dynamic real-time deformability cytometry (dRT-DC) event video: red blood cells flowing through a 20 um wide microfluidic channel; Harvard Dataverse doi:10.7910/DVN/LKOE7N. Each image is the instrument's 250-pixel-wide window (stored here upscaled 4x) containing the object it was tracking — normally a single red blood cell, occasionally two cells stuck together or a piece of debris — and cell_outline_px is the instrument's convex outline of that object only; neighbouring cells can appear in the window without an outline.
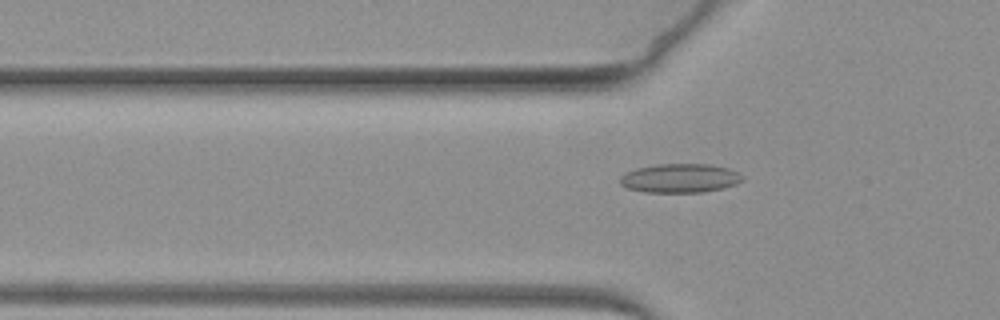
{"species": "common noctule bat (a hibernating species)", "species_latin": "Nyctalus noctula", "temperature_condition": "warm", "stored_images_in_passage": 35, "camera_frame_rate_fps": 3000, "um_per_image_px": 0.085, "animal": {"sex": "female", "body_mass_g": 19.3, "forearm_length_mm": 54.1}, "frame": {"image": 1, "passage_image": 20, "time_ms": 6.333, "image_size_px": [1000, 320], "cell_outline_px": [[744, 180], [736, 184], [704, 192], [644, 192], [628, 188], [620, 184], [620, 176], [636, 168], [656, 164], [708, 164], [728, 168], [744, 176]], "centroid_in_image_um": [57.8, 15.14], "position_along_channel_um": 68.0, "area_um2": 20.58}}
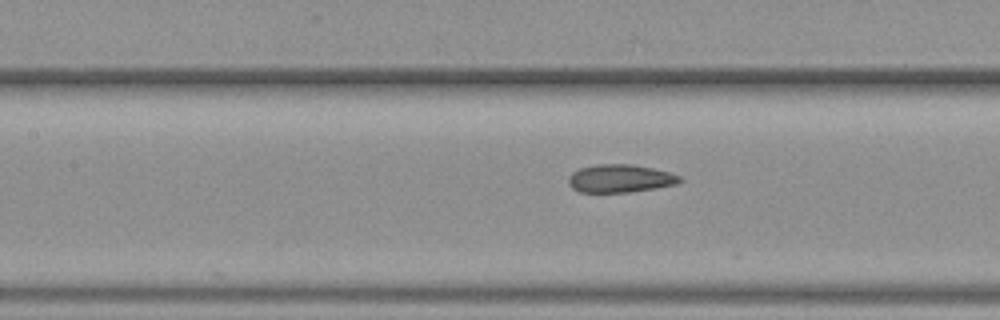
{"frame": {"image": 2, "passage_image": 28, "time_ms": 9.0, "image_size_px": [1000, 320], "cell_outline_px": [[684, 180], [676, 184], [656, 188], [632, 192], [580, 192], [572, 188], [568, 184], [568, 176], [572, 172], [580, 168], [596, 164], [632, 164], [652, 168], [668, 172], [680, 176]], "centroid_in_image_um": [52.7, 15.17], "position_along_channel_um": 154.7, "area_um2": 18.26}}
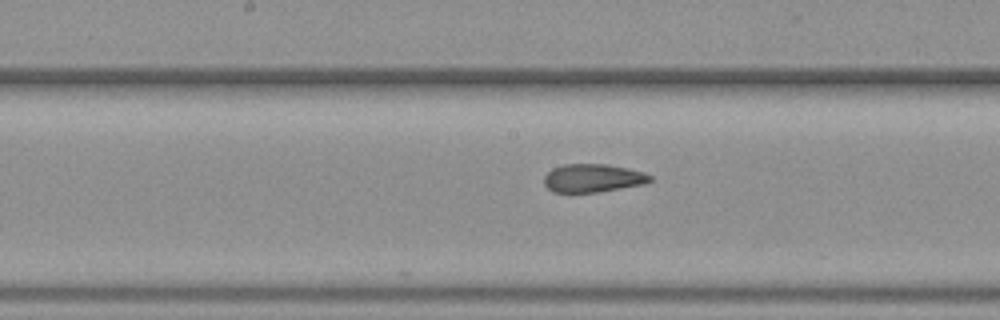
{"frame": {"image": 3, "passage_image": 32, "time_ms": 10.333, "image_size_px": [1000, 320], "cell_outline_px": [[652, 180], [644, 184], [596, 192], [552, 192], [544, 184], [544, 176], [552, 168], [564, 164], [604, 164], [628, 168], [644, 172], [652, 176]], "centroid_in_image_um": [50.38, 15.13], "position_along_channel_um": 197.8, "area_um2": 17.4}}